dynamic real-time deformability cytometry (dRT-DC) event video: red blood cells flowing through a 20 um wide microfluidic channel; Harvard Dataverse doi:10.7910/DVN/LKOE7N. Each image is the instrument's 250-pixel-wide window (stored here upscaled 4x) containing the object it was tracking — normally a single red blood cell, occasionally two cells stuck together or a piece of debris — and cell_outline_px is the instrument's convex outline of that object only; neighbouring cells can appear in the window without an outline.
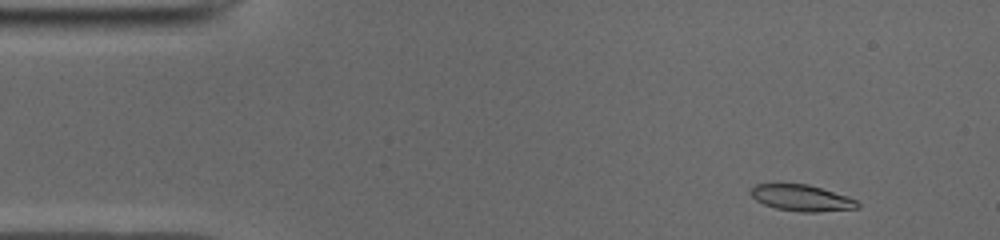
{"species": "common noctule bat (a hibernating species)", "species_latin": "Nyctalus noctula", "temperature_condition": "cold", "stored_images_in_passage": 47, "camera_frame_rate_fps": 3000, "um_per_image_px": 0.085, "animal": {"sex": "male", "body_mass_g": 19.0, "forearm_length_mm": 50.8}, "frame": {"image": 1, "passage_image": 2, "time_ms": 0.333, "image_size_px": [1000, 240], "cell_outline_px": [[860, 208], [816, 212], [800, 212], [776, 208], [764, 204], [756, 200], [748, 192], [748, 188], [756, 184], [808, 184], [848, 196], [856, 200], [860, 204]], "centroid_in_image_um": [68.13, 16.82], "position_along_channel_um": 16.9, "area_um2": 16.47}}
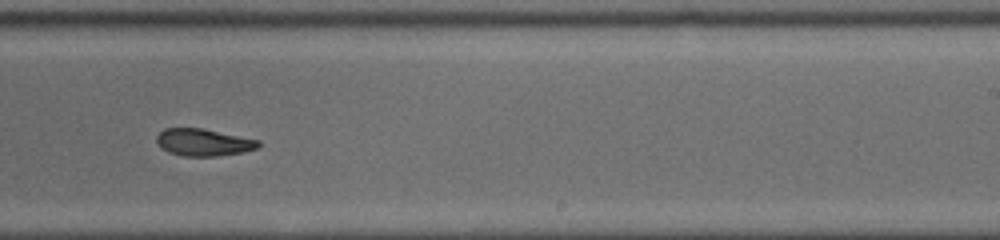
{"frame": {"image": 2, "passage_image": 28, "time_ms": 9.0, "image_size_px": [1000, 240], "cell_outline_px": [[260, 144], [256, 148], [244, 152], [216, 156], [184, 156], [168, 152], [160, 148], [156, 140], [156, 136], [164, 128], [204, 128], [260, 140]], "centroid_in_image_um": [17.28, 12.09], "position_along_channel_um": 271.7, "area_um2": 16.24}}
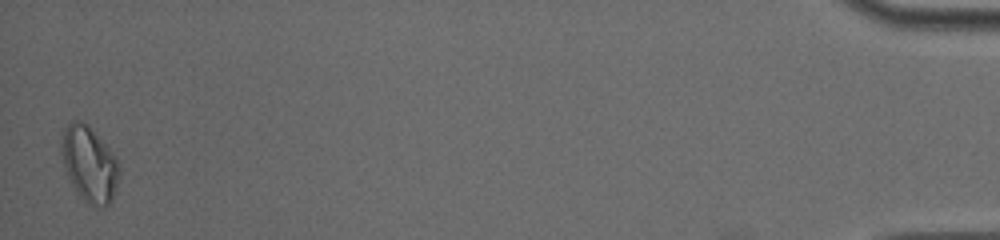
{"frame": {"image": 3, "passage_image": 47, "time_ms": 15.333, "image_size_px": [1000, 240], "cell_outline_px": [[120, 176], [112, 200], [104, 208], [96, 208], [88, 204], [76, 192], [68, 176], [60, 152], [60, 144], [64, 128], [72, 120], [80, 120], [88, 124], [116, 156], [120, 164]], "centroid_in_image_um": [7.61, 13.95], "position_along_channel_um": 427.6, "area_um2": 25.84}, "authors_computed_cell_mechanics": {"area_um2": 16.9932, "velocity_mm_per_s": 3.9527, "shape_relaxation_time_tau1_ms": 3.1918, "shape_relaxation_time_tau2_ms": 6.1941, "deformation_change_tau1": 0.1654, "deformation_change_tau2": 0.1261}}